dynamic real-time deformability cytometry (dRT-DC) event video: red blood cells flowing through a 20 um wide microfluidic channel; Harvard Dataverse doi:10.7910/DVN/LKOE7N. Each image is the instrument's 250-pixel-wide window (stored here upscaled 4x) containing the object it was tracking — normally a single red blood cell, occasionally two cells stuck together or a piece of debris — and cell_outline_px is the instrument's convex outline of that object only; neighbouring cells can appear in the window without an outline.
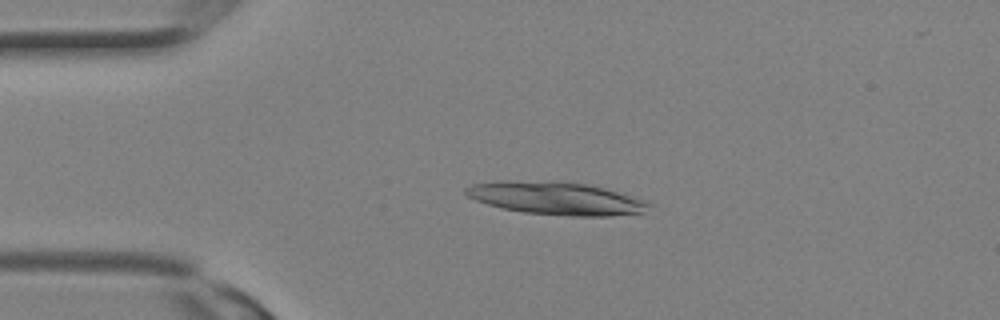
{"species": "Egyptian fruit bat (a non-hibernating species)", "species_latin": "Rousettus aegyptiacus", "temperature_condition": "room temperature", "stored_images_in_passage": 5, "camera_frame_rate_fps": 3000, "um_per_image_px": 0.085, "animal": {"sex": "female"}, "frame": {"image": 1, "passage_image": 1, "time_ms": 0.0, "image_size_px": [1000, 320], "cell_outline_px": [[652, 204], [644, 212], [608, 216], [572, 216], [524, 212], [504, 208], [488, 204], [476, 200], [468, 196], [464, 192], [464, 188], [472, 184], [512, 180], [588, 184], [604, 188], [644, 200]], "centroid_in_image_um": [47.26, 16.86], "position_along_channel_um": 37.7, "area_um2": 34.28}}
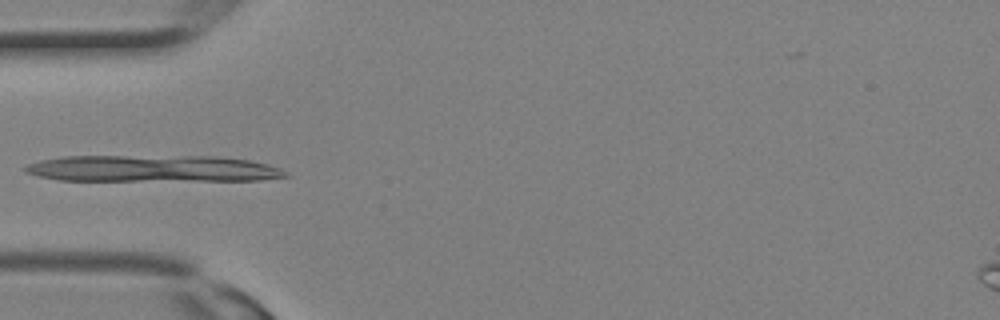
{"frame": {"image": 2, "passage_image": 4, "time_ms": 1.0, "image_size_px": [1000, 320], "cell_outline_px": [[292, 176], [260, 180], [60, 180], [40, 176], [24, 172], [24, 168], [28, 164], [40, 160], [64, 156], [216, 156], [248, 160], [268, 164], [280, 168], [288, 172]], "centroid_in_image_um": [13.03, 14.32], "position_along_channel_um": 72.0, "area_um2": 40.34}}